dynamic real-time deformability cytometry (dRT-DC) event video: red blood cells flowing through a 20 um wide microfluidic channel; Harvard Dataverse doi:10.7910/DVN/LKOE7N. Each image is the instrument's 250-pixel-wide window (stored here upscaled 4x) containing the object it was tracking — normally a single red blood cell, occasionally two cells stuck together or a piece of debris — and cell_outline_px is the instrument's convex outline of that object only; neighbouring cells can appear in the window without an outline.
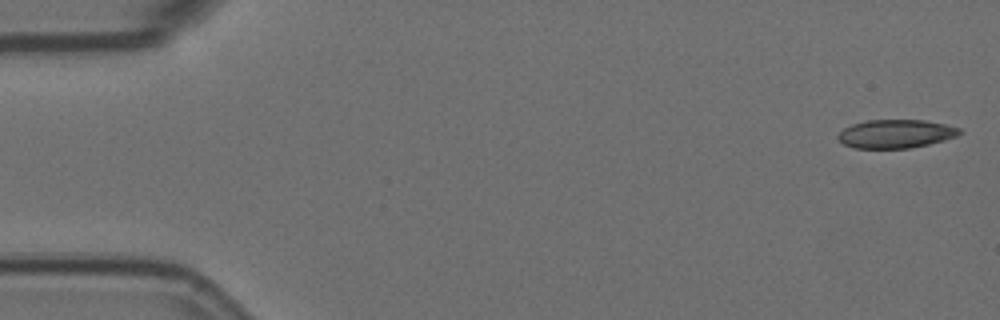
{"species": "Egyptian fruit bat (a non-hibernating species)", "species_latin": "Rousettus aegyptiacus", "temperature_condition": "room temperature", "stored_images_in_passage": 4, "camera_frame_rate_fps": 3000, "um_per_image_px": 0.085, "animal": {"sex": "female"}, "frame": {"image": 1, "passage_image": 1, "time_ms": 0.0, "image_size_px": [1000, 320], "cell_outline_px": [[964, 132], [956, 136], [944, 140], [912, 148], [852, 148], [844, 144], [836, 136], [844, 128], [852, 124], [868, 120], [924, 120], [944, 124], [960, 128]], "centroid_in_image_um": [76.14, 11.37], "position_along_channel_um": 8.9, "area_um2": 20.17}}
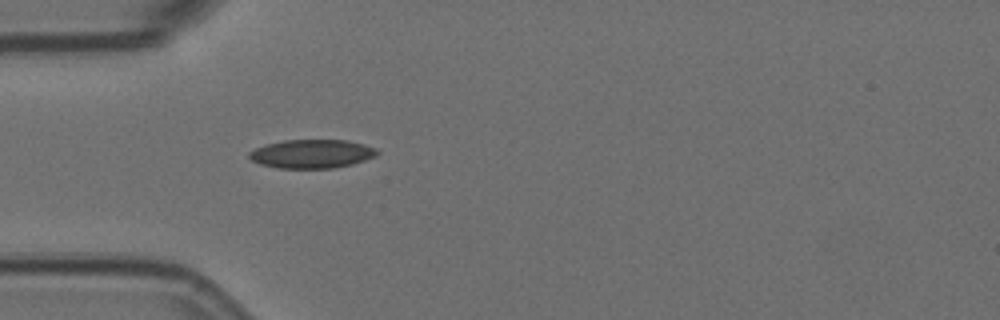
{"frame": {"image": 2, "passage_image": 4, "time_ms": 1.0, "image_size_px": [1000, 320], "cell_outline_px": [[380, 152], [376, 156], [352, 164], [332, 168], [280, 168], [260, 164], [252, 160], [248, 156], [248, 152], [256, 148], [268, 144], [284, 140], [348, 140], [364, 144], [376, 148]], "centroid_in_image_um": [26.53, 13.07], "position_along_channel_um": 58.5, "area_um2": 21.33}}